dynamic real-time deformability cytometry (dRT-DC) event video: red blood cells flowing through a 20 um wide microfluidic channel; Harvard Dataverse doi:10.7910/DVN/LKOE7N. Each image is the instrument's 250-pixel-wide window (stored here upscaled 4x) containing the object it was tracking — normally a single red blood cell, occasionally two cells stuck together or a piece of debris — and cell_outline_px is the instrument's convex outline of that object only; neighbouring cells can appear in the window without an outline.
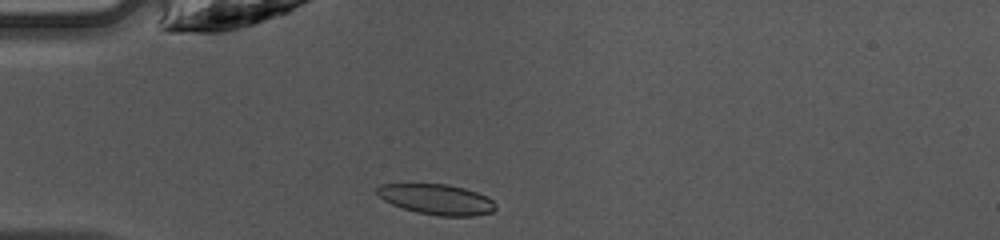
{"species": "common noctule bat (a hibernating species)", "species_latin": "Nyctalus noctula", "temperature_condition": "warm", "stored_images_in_passage": 35, "camera_frame_rate_fps": 3000, "um_per_image_px": 0.085, "animal": {"sex": "female", "body_mass_g": 10.0, "forearm_length_mm": 53.1}, "frame": {"image": 1, "passage_image": 1, "time_ms": 0.0, "image_size_px": [1000, 240], "cell_outline_px": [[496, 208], [492, 212], [472, 216], [440, 216], [416, 212], [392, 204], [384, 200], [376, 192], [376, 188], [380, 184], [448, 184], [464, 188], [488, 196], [496, 204]], "centroid_in_image_um": [37.14, 16.94], "position_along_channel_um": 47.9, "area_um2": 20.98}}
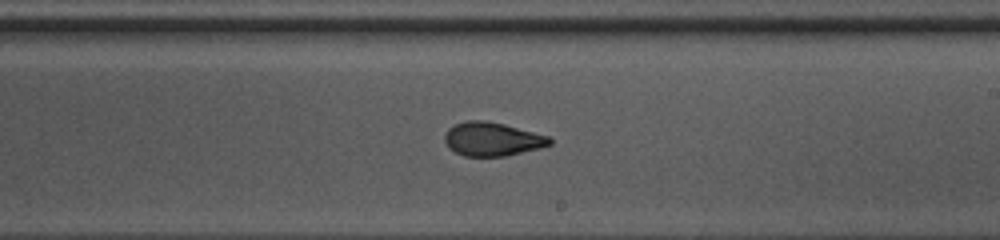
{"frame": {"image": 2, "passage_image": 16, "time_ms": 5.0, "image_size_px": [1000, 240], "cell_outline_px": [[552, 144], [540, 148], [504, 156], [464, 156], [448, 148], [444, 140], [444, 136], [448, 128], [456, 124], [468, 120], [484, 120], [504, 124], [548, 136], [552, 140]], "centroid_in_image_um": [41.82, 11.82], "position_along_channel_um": 247.2, "area_um2": 20.52}}
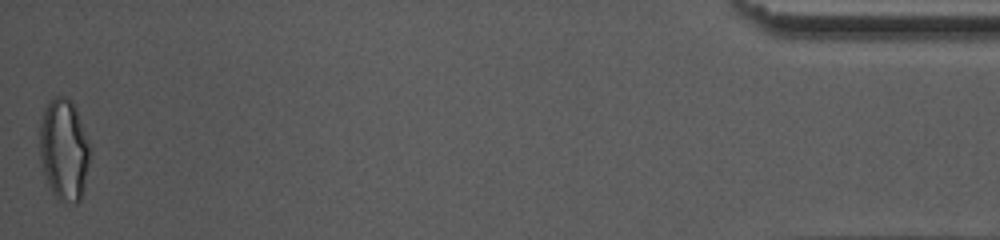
{"frame": {"image": 3, "passage_image": 35, "time_ms": 11.333, "image_size_px": [1000, 240], "cell_outline_px": [[92, 152], [84, 188], [80, 200], [76, 204], [60, 200], [52, 192], [44, 176], [40, 160], [40, 124], [44, 108], [48, 100], [56, 96], [68, 96], [72, 100], [76, 108]], "centroid_in_image_um": [5.45, 12.71], "position_along_channel_um": 429.8, "area_um2": 30.23}, "authors_computed_cell_mechanics": {"area_um2": 21.2704, "velocity_mm_per_s": 4.2601, "shape_relaxation_time_tau1_ms": 4.5349, "shape_relaxation_time_tau2_ms": 1.1768, "deformation_change_tau1": 0.1703, "deformation_change_tau2": 0.0636}}